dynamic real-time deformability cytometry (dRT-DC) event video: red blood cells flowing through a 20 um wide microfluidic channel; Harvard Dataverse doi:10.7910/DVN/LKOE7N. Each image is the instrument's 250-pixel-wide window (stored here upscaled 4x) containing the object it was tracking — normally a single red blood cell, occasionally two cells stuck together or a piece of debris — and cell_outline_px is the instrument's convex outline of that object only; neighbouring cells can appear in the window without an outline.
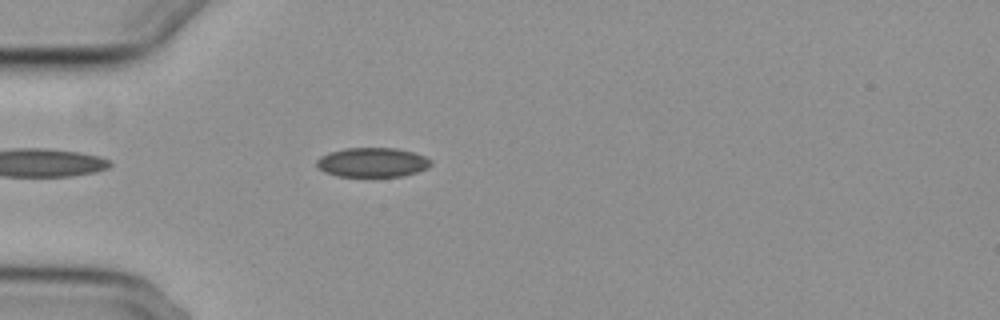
{"species": "common noctule bat (a hibernating species)", "species_latin": "Nyctalus noctula", "temperature_condition": "cold", "stored_images_in_passage": 40, "camera_frame_rate_fps": 3000, "um_per_image_px": 0.085, "animal": {"sex": "female", "body_mass_g": 29.2, "forearm_length_mm": 56.3}, "frame": {"image": 1, "passage_image": 1, "time_ms": 0.0, "image_size_px": [1000, 320], "cell_outline_px": [[432, 164], [428, 168], [404, 176], [336, 176], [324, 172], [316, 164], [316, 160], [320, 156], [344, 148], [396, 148], [412, 152], [424, 156], [432, 160]], "centroid_in_image_um": [31.66, 13.8], "position_along_channel_um": 53.3, "area_um2": 19.54}}
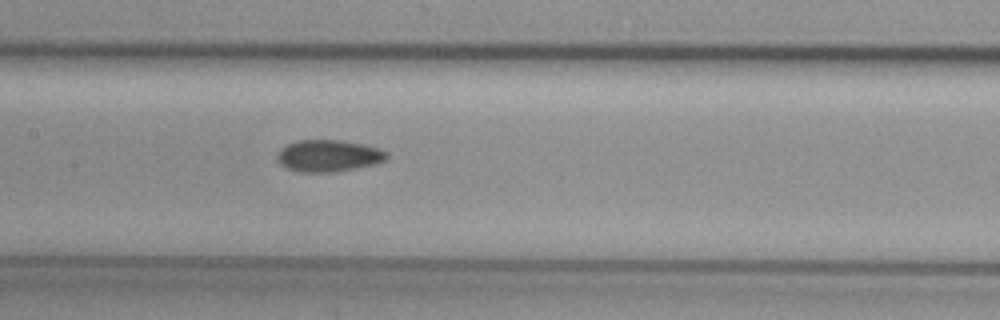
{"frame": {"image": 2, "passage_image": 12, "time_ms": 3.667, "image_size_px": [1000, 320], "cell_outline_px": [[388, 156], [384, 160], [372, 164], [356, 168], [336, 172], [300, 172], [288, 168], [280, 164], [276, 156], [288, 144], [296, 140], [336, 140], [360, 144], [376, 148], [388, 152]], "centroid_in_image_um": [27.9, 13.25], "position_along_channel_um": 179.5, "area_um2": 19.88}}
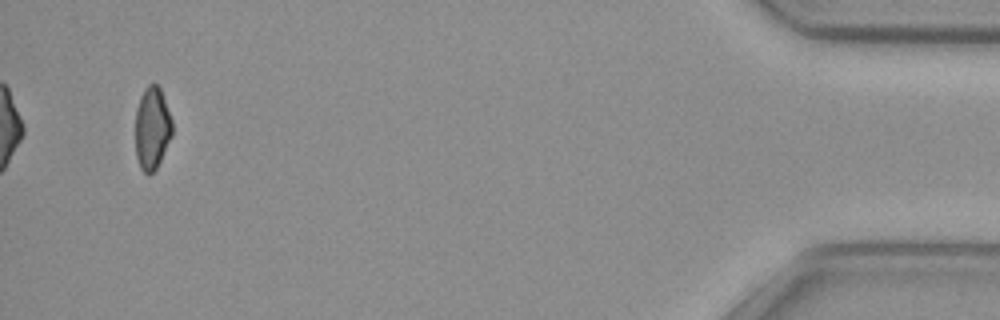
{"frame": {"image": 3, "passage_image": 38, "time_ms": 12.333, "image_size_px": [1000, 320], "cell_outline_px": [[172, 136], [156, 168], [148, 176], [140, 168], [136, 156], [136, 108], [140, 96], [144, 88], [148, 84], [156, 84], [160, 88], [172, 120]], "centroid_in_image_um": [12.92, 10.89], "position_along_channel_um": 422.3, "area_um2": 17.69}, "authors_computed_cell_mechanics": {"area_um2": 19.5942, "velocity_mm_per_s": 3.7335, "shape_relaxation_time_tau1_ms": 10.1589, "shape_relaxation_time_tau2_ms": 7.0041, "deformation_change_tau1": 0.1152, "deformation_change_tau2": 0.1032}}